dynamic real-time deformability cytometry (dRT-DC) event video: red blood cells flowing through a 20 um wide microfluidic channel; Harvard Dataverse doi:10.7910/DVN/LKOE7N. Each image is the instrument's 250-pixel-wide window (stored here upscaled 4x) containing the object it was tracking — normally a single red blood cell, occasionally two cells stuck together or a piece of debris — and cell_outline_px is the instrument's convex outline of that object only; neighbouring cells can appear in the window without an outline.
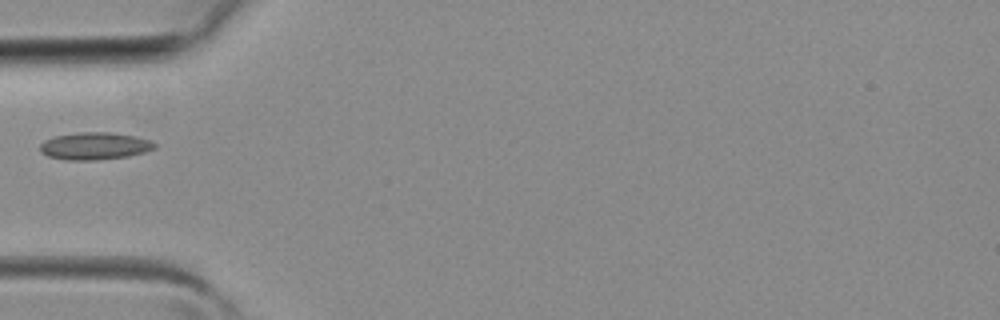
{"species": "common noctule bat (a hibernating species)", "species_latin": "Nyctalus noctula", "temperature_condition": "room temperature", "stored_images_in_passage": 1, "camera_frame_rate_fps": 3000, "um_per_image_px": 0.085, "animal": {"sex": "female", "body_mass_g": 19.3, "forearm_length_mm": 54.1}, "frame": {"image": 1, "passage_image": 1, "time_ms": 0.0, "image_size_px": [1000, 320], "cell_outline_px": [[156, 148], [144, 152], [128, 156], [96, 160], [64, 160], [48, 156], [40, 152], [40, 144], [44, 140], [56, 136], [80, 132], [112, 132], [152, 140], [156, 144]], "centroid_in_image_um": [8.04, 12.41], "position_along_channel_um": 77.0, "area_um2": 18.26}}